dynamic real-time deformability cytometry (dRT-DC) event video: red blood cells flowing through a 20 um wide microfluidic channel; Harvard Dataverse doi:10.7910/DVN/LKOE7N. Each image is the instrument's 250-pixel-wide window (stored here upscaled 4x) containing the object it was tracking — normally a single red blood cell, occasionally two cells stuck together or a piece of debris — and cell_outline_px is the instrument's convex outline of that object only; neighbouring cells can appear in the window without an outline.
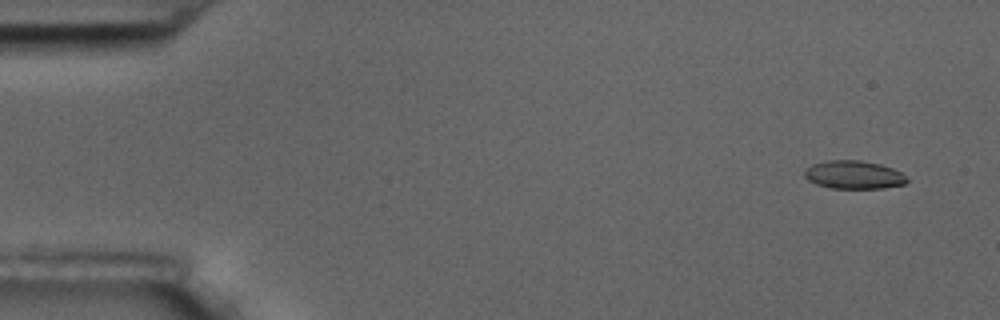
{"species": "common noctule bat (a hibernating species)", "species_latin": "Nyctalus noctula", "temperature_condition": "room temperature", "stored_images_in_passage": 4, "camera_frame_rate_fps": 3000, "um_per_image_px": 0.085, "animal": {"sex": "male", "body_mass_g": 17.5, "forearm_length_mm": 52.3}, "frame": {"image": 1, "passage_image": 1, "time_ms": 0.0, "image_size_px": [1000, 320], "cell_outline_px": [[908, 180], [904, 184], [884, 188], [828, 188], [816, 184], [808, 180], [804, 176], [804, 172], [812, 164], [828, 160], [860, 160], [880, 164], [892, 168], [900, 172]], "centroid_in_image_um": [72.55, 14.86], "position_along_channel_um": 12.5, "area_um2": 16.76}}
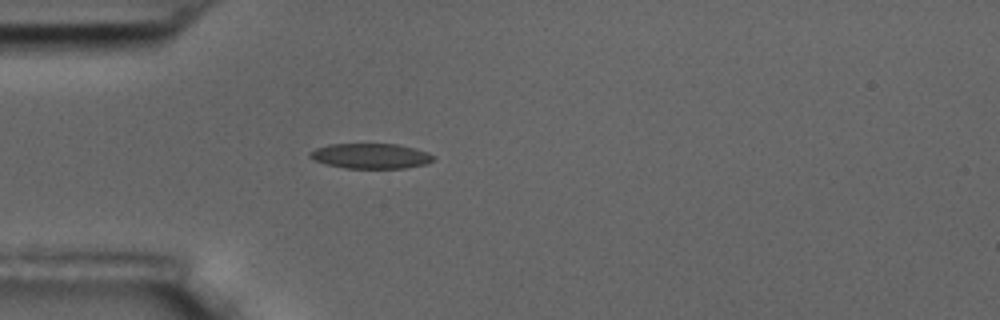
{"frame": {"image": 2, "passage_image": 4, "time_ms": 1.0, "image_size_px": [1000, 320], "cell_outline_px": [[432, 160], [424, 164], [404, 168], [344, 168], [312, 160], [308, 156], [308, 152], [316, 148], [328, 144], [396, 144], [416, 148], [428, 152], [432, 156]], "centroid_in_image_um": [31.45, 13.25], "position_along_channel_um": 53.5, "area_um2": 18.03}}